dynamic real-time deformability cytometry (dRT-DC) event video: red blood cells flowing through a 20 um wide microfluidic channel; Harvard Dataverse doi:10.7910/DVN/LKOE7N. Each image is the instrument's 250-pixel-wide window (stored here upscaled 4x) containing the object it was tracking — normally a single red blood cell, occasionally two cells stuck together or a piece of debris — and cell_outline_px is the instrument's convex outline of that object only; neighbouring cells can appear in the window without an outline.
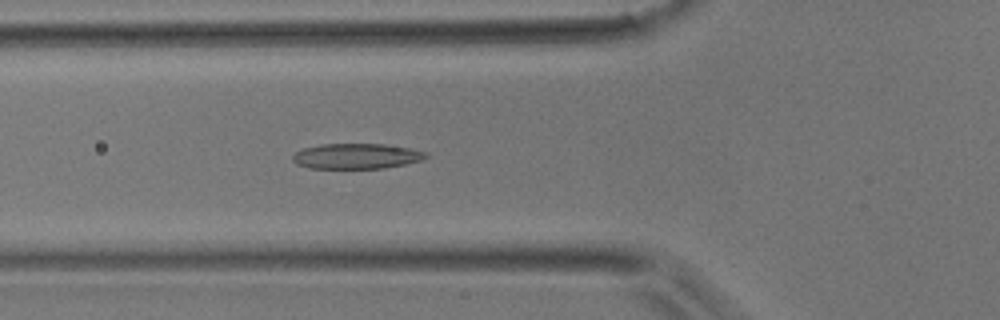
{"species": "common noctule bat (a hibernating species)", "species_latin": "Nyctalus noctula", "temperature_condition": "room temperature", "stored_images_in_passage": 40, "camera_frame_rate_fps": 3000, "um_per_image_px": 0.085, "animal": {"sex": "male", "body_mass_g": 17.9}, "frame": {"image": 1, "passage_image": 10, "time_ms": 3.0, "image_size_px": [1000, 320], "cell_outline_px": [[428, 156], [420, 160], [404, 164], [384, 168], [308, 168], [296, 164], [292, 160], [292, 156], [296, 152], [304, 148], [320, 144], [384, 144], [412, 148], [428, 152]], "centroid_in_image_um": [30.3, 13.27], "position_along_channel_um": 95.5, "area_um2": 19.71}}
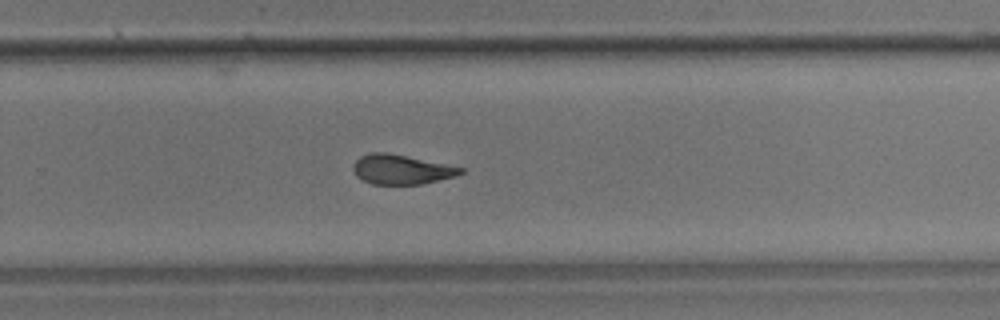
{"frame": {"image": 2, "passage_image": 24, "time_ms": 7.667, "image_size_px": [1000, 320], "cell_outline_px": [[464, 172], [456, 176], [420, 184], [372, 184], [356, 176], [352, 168], [356, 160], [360, 156], [372, 152], [388, 152], [464, 168]], "centroid_in_image_um": [34.09, 14.4], "position_along_channel_um": 295.7, "area_um2": 18.38}}
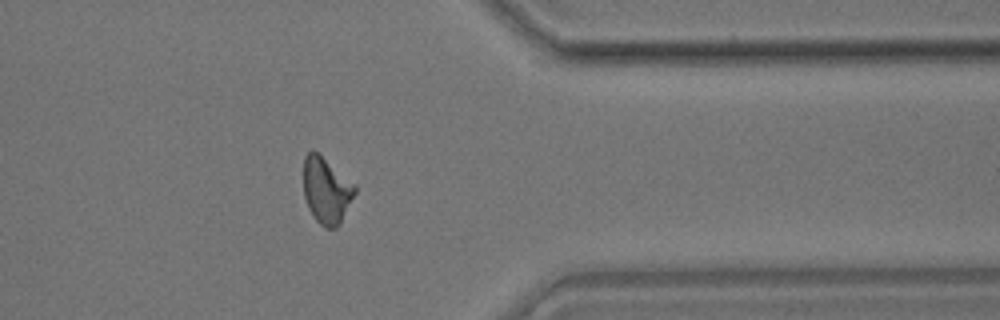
{"frame": {"image": 3, "passage_image": 31, "time_ms": 10.0, "image_size_px": [1000, 320], "cell_outline_px": [[356, 192], [340, 224], [336, 228], [324, 228], [312, 216], [308, 208], [304, 196], [304, 156], [308, 152], [316, 152], [356, 184]], "centroid_in_image_um": [27.75, 16.22], "position_along_channel_um": 383.6, "area_um2": 19.77}}